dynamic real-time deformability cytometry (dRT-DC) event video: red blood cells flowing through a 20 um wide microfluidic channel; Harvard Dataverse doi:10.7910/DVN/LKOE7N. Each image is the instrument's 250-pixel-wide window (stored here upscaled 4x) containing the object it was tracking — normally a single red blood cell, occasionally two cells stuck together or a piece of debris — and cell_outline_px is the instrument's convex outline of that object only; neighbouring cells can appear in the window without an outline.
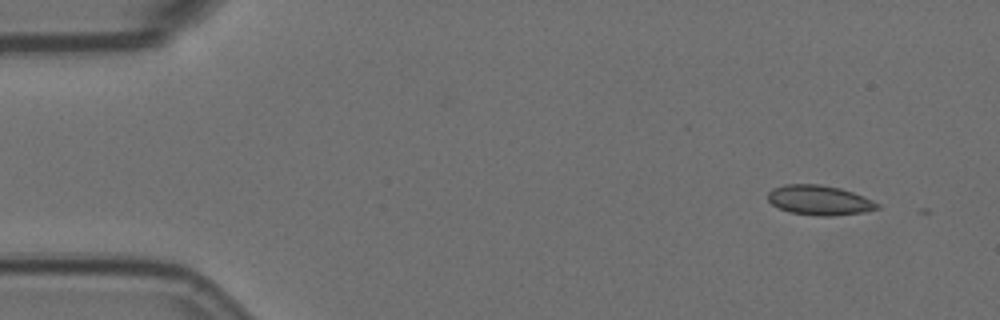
{"species": "Egyptian fruit bat (a non-hibernating species)", "species_latin": "Rousettus aegyptiacus", "temperature_condition": "room temperature", "stored_images_in_passage": 6, "camera_frame_rate_fps": 3000, "um_per_image_px": 0.085, "animal": {"sex": "female"}, "frame": {"image": 1, "passage_image": 1, "time_ms": 0.0, "image_size_px": [1000, 320], "cell_outline_px": [[880, 208], [864, 212], [832, 216], [816, 216], [788, 212], [772, 204], [768, 200], [768, 192], [772, 188], [784, 184], [820, 184], [840, 188], [864, 196], [880, 204]], "centroid_in_image_um": [69.64, 17.02], "position_along_channel_um": 15.4, "area_um2": 19.13}}